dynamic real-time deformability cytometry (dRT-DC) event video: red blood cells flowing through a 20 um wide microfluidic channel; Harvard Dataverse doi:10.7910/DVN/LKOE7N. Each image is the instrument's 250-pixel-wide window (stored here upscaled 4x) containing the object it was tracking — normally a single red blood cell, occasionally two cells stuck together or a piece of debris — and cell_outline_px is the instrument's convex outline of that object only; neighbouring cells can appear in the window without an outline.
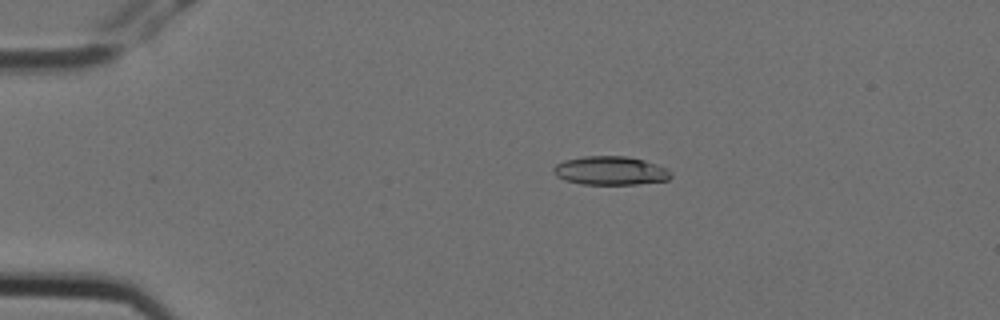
{"species": "Egyptian fruit bat (a non-hibernating species)", "species_latin": "Rousettus aegyptiacus", "temperature_condition": "cold", "stored_images_in_passage": 8, "camera_frame_rate_fps": 3000, "um_per_image_px": 0.085, "animal": {"sex": "female"}, "frame": {"image": 1, "passage_image": 4, "time_ms": 1.0, "image_size_px": [1000, 320], "cell_outline_px": [[672, 176], [668, 180], [636, 184], [580, 184], [564, 180], [556, 176], [552, 172], [552, 168], [556, 164], [564, 160], [584, 156], [628, 156], [644, 160], [668, 168], [672, 172]], "centroid_in_image_um": [51.88, 14.5], "position_along_channel_um": 33.1, "area_um2": 19.83}}
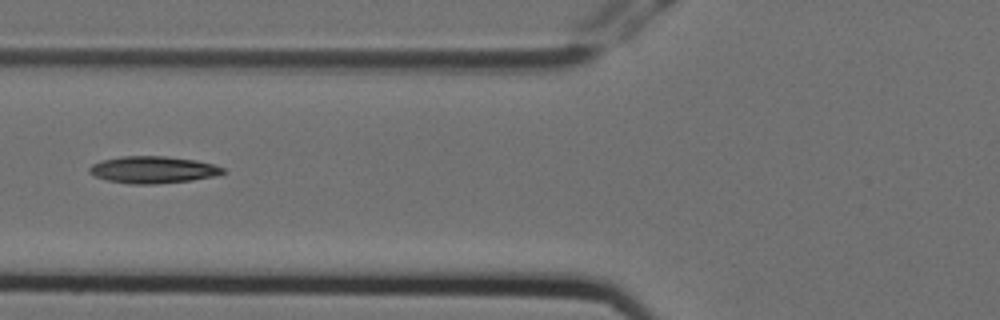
{"frame": {"image": 2, "passage_image": 7, "time_ms": 2.0, "image_size_px": [1000, 320], "cell_outline_px": [[228, 172], [212, 176], [192, 180], [156, 184], [132, 184], [108, 180], [96, 176], [88, 172], [88, 168], [92, 164], [104, 160], [120, 156], [164, 156], [196, 160], [212, 164], [224, 168]], "centroid_in_image_um": [13.01, 14.42], "position_along_channel_um": 112.8, "area_um2": 20.87}}
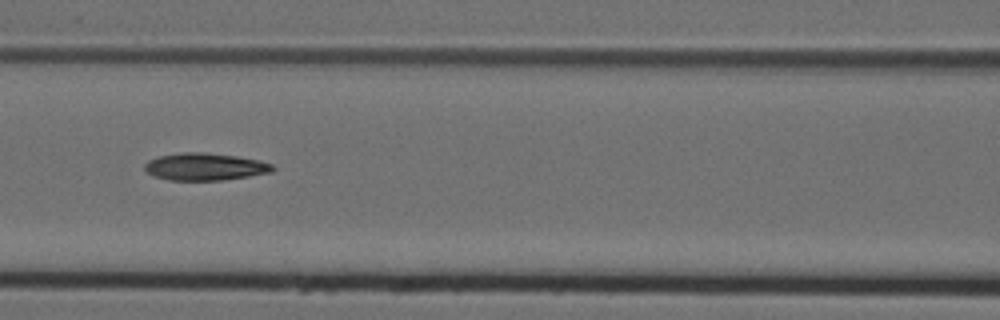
{"frame": {"image": 3, "passage_image": 8, "time_ms": 2.333, "image_size_px": [1000, 320], "cell_outline_px": [[276, 168], [272, 172], [248, 176], [220, 180], [168, 180], [152, 176], [144, 168], [144, 164], [148, 160], [160, 156], [180, 152], [208, 152], [236, 156], [260, 160], [272, 164]], "centroid_in_image_um": [17.42, 14.16], "position_along_channel_um": 149.2, "area_um2": 20.46}}